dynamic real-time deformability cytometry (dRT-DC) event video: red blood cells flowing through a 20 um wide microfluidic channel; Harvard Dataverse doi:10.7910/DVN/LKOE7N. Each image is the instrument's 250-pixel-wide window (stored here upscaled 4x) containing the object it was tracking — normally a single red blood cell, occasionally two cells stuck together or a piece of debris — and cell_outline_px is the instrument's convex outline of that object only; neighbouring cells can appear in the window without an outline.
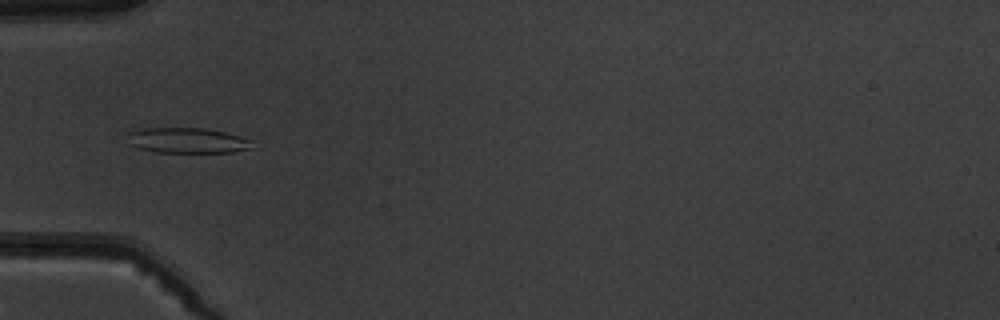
{"species": "common noctule bat (a hibernating species)", "species_latin": "Nyctalus noctula", "temperature_condition": "warm", "stored_images_in_passage": 5, "camera_frame_rate_fps": 3000, "um_per_image_px": 0.085, "animal": {"sex": "male", "body_mass_g": 19.5, "forearm_length_mm": 54.6}, "frame": {"image": 1, "passage_image": 5, "time_ms": 4.667, "image_size_px": [1000, 320], "cell_outline_px": [[252, 148], [232, 152], [156, 152], [140, 148], [128, 144], [128, 132], [144, 128], [204, 128], [224, 132], [240, 136], [252, 140]], "centroid_in_image_um": [15.92, 11.93], "position_along_channel_um": 69.1, "area_um2": 18.38}}